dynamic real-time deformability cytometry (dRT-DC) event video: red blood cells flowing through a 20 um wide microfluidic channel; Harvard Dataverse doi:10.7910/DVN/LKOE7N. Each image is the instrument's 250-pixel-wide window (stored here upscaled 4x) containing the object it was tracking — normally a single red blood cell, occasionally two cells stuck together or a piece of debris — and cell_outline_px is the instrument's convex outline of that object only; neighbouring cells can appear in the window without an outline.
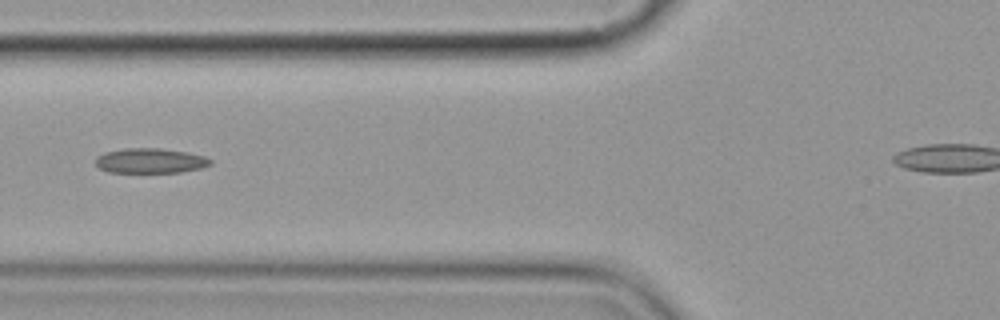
{"species": "common noctule bat (a hibernating species)", "species_latin": "Nyctalus noctula", "temperature_condition": "cold", "stored_images_in_passage": 4, "segment_of_instrument_passage": [1, 2], "camera_frame_rate_fps": 3000, "um_per_image_px": 0.085, "animal": {"sex": "female", "body_mass_g": 19.9}, "frame": {"image": 1, "passage_image": 3, "time_ms": 2.333, "image_size_px": [1000, 320], "cell_outline_px": [[212, 164], [200, 168], [180, 172], [108, 172], [100, 168], [96, 164], [96, 156], [104, 152], [124, 148], [160, 148], [188, 152], [204, 156], [212, 160]], "centroid_in_image_um": [12.77, 13.65], "position_along_channel_um": 113.0, "area_um2": 16.7}}